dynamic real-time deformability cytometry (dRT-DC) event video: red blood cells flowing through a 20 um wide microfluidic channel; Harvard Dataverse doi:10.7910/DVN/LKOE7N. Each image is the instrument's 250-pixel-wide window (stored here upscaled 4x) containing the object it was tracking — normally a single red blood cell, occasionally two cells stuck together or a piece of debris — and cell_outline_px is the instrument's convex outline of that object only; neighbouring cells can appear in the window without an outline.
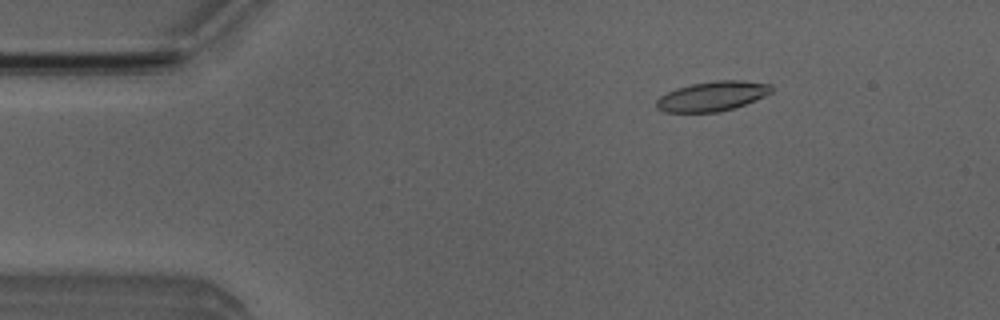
{"species": "Egyptian fruit bat (a non-hibernating species)", "species_latin": "Rousettus aegyptiacus", "temperature_condition": "room temperature", "stored_images_in_passage": 52, "camera_frame_rate_fps": 3000, "um_per_image_px": 0.085, "animal": {"sex": "male"}, "frame": {"image": 1, "passage_image": 8, "time_ms": 2.333, "image_size_px": [1000, 320], "cell_outline_px": [[772, 92], [756, 100], [732, 108], [716, 112], [664, 112], [656, 108], [656, 100], [660, 96], [676, 88], [692, 84], [716, 80], [744, 80], [772, 84]], "centroid_in_image_um": [60.55, 8.17], "position_along_channel_um": 24.5, "area_um2": 19.88}}
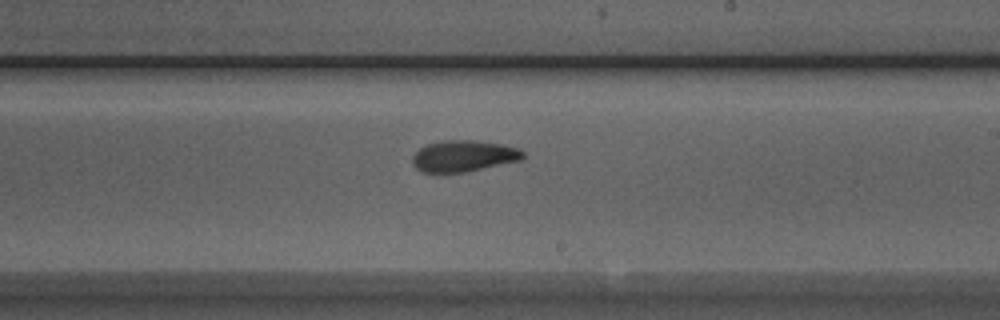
{"frame": {"image": 2, "passage_image": 30, "time_ms": 9.667, "image_size_px": [1000, 320], "cell_outline_px": [[524, 156], [520, 160], [464, 172], [420, 172], [412, 164], [412, 156], [420, 148], [428, 144], [444, 140], [476, 140], [500, 144], [520, 148], [524, 152]], "centroid_in_image_um": [39.39, 13.25], "position_along_channel_um": 249.6, "area_um2": 20.06}}
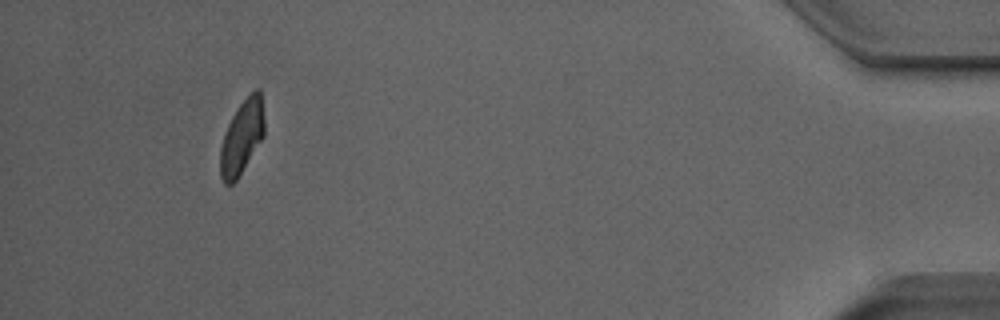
{"frame": {"image": 3, "passage_image": 48, "time_ms": 15.667, "image_size_px": [1000, 320], "cell_outline_px": [[264, 136], [236, 180], [232, 184], [224, 184], [220, 176], [220, 148], [224, 132], [236, 108], [256, 88], [260, 88], [264, 120]], "centroid_in_image_um": [20.55, 11.65], "position_along_channel_um": 414.7, "area_um2": 18.9}, "authors_computed_cell_mechanics": {"area_um2": 20.0566, "velocity_mm_per_s": 3.9716, "shape_relaxation_time_tau1_ms": 4.2403, "shape_relaxation_time_tau2_ms": 2.5646, "deformation_change_tau1": 0.1315, "deformation_change_tau2": 0.0936}}